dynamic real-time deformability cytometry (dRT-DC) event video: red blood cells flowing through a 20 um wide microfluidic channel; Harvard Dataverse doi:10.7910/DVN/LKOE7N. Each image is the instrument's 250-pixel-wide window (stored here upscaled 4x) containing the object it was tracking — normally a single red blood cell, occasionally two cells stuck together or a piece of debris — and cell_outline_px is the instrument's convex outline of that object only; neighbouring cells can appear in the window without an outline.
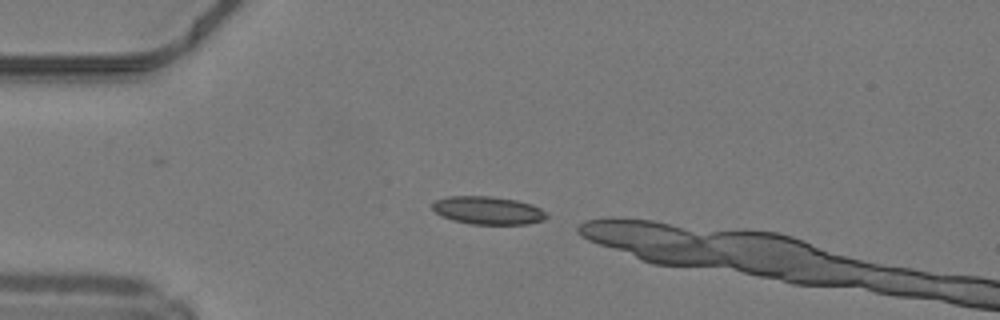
{"species": "common noctule bat (a hibernating species)", "species_latin": "Nyctalus noctula", "temperature_condition": "warm", "stored_images_in_passage": 10, "camera_frame_rate_fps": 3000, "um_per_image_px": 0.085, "animal": {"sex": "male", "body_mass_g": 19.2, "forearm_length_mm": 51.8}, "frame": {"image": 1, "passage_image": 1, "time_ms": 0.0, "image_size_px": [1000, 320], "cell_outline_px": [[548, 216], [544, 220], [528, 224], [472, 224], [452, 220], [440, 216], [432, 208], [432, 204], [436, 200], [448, 196], [492, 196], [516, 200], [532, 204], [540, 208]], "centroid_in_image_um": [41.47, 17.88], "position_along_channel_um": 43.5, "area_um2": 18.67}}
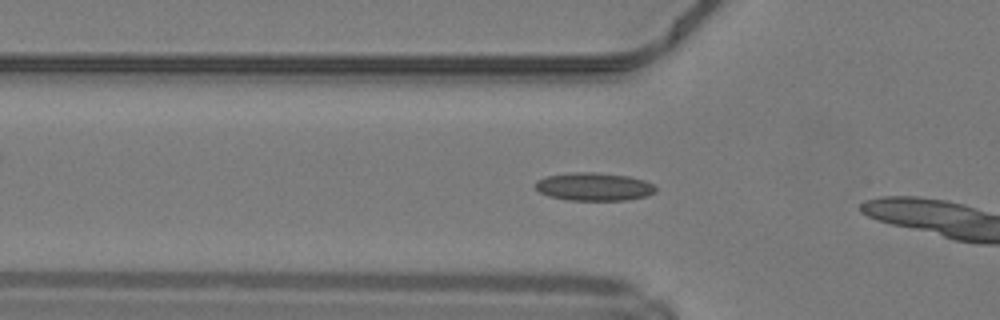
{"frame": {"image": 2, "passage_image": 5, "time_ms": 1.333, "image_size_px": [1000, 320], "cell_outline_px": [[656, 192], [648, 196], [628, 200], [568, 200], [548, 196], [540, 192], [536, 188], [536, 180], [544, 176], [572, 172], [596, 172], [628, 176], [644, 180], [652, 184], [656, 188]], "centroid_in_image_um": [50.48, 15.87], "position_along_channel_um": 75.3, "area_um2": 19.83}}
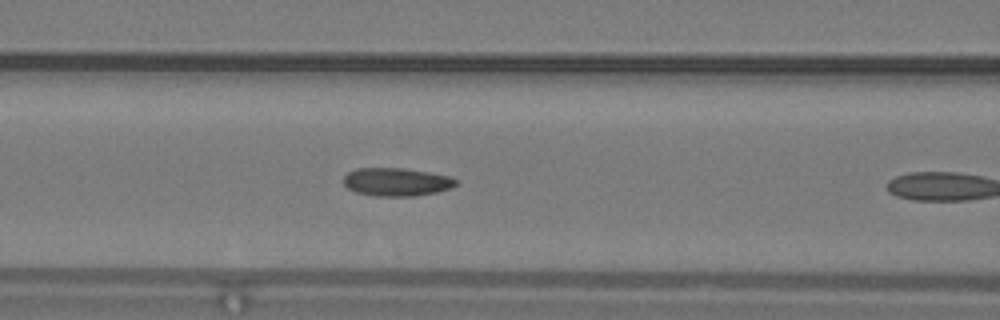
{"frame": {"image": 3, "passage_image": 9, "time_ms": 2.667, "image_size_px": [1000, 320], "cell_outline_px": [[456, 184], [452, 188], [436, 192], [416, 196], [372, 196], [356, 192], [348, 188], [344, 184], [344, 176], [348, 172], [356, 168], [404, 168], [428, 172], [448, 176], [456, 180]], "centroid_in_image_um": [33.68, 15.47], "position_along_channel_um": 132.9, "area_um2": 18.44}}